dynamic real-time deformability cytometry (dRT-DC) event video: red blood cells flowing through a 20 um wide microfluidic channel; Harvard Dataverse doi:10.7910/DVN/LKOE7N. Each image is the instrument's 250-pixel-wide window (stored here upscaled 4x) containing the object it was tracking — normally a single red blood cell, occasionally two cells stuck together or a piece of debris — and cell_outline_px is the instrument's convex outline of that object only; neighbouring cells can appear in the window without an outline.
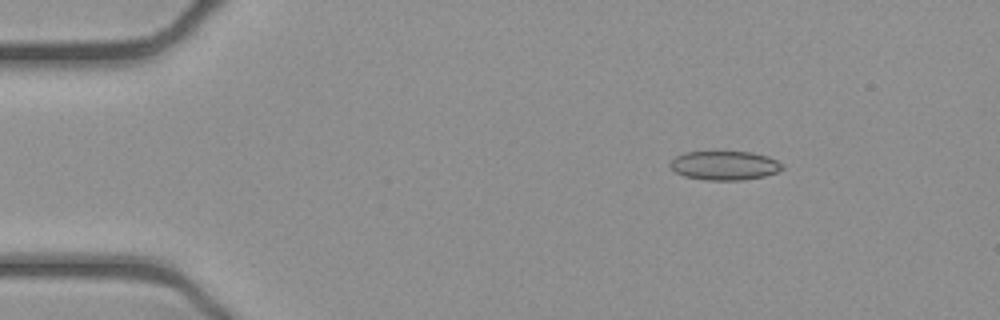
{"species": "common noctule bat (a hibernating species)", "species_latin": "Nyctalus noctula", "temperature_condition": "cold", "stored_images_in_passage": 47, "camera_frame_rate_fps": 3000, "um_per_image_px": 0.085, "animal": {"sex": "female", "body_mass_g": 21.9}, "frame": {"image": 1, "passage_image": 3, "time_ms": 0.667, "image_size_px": [1000, 320], "cell_outline_px": [[784, 168], [776, 172], [764, 176], [740, 180], [708, 180], [684, 176], [676, 172], [668, 164], [676, 156], [684, 152], [752, 152], [768, 156], [784, 164]], "centroid_in_image_um": [61.6, 14.06], "position_along_channel_um": 23.4, "area_um2": 18.9}}
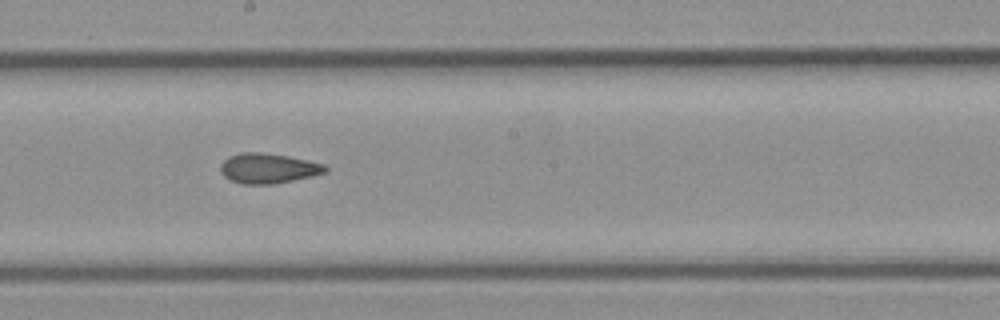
{"frame": {"image": 2, "passage_image": 24, "time_ms": 7.667, "image_size_px": [1000, 320], "cell_outline_px": [[328, 172], [312, 176], [272, 184], [244, 184], [232, 180], [224, 176], [220, 172], [220, 164], [228, 156], [240, 152], [260, 152], [288, 156], [324, 164], [328, 168]], "centroid_in_image_um": [22.78, 14.3], "position_along_channel_um": 225.4, "area_um2": 18.32}}
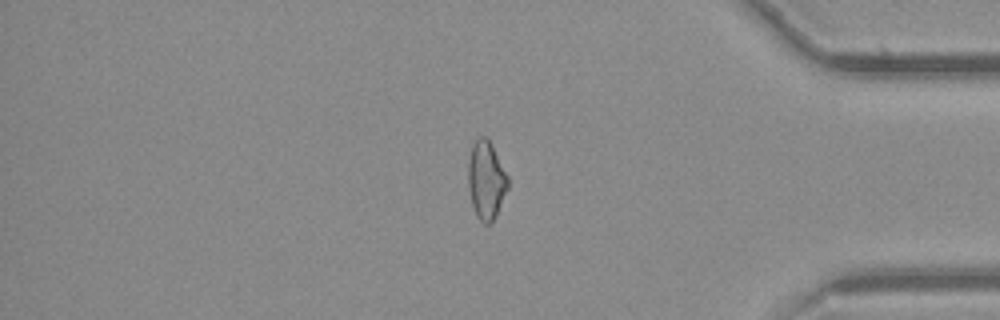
{"frame": {"image": 3, "passage_image": 39, "time_ms": 12.667, "image_size_px": [1000, 320], "cell_outline_px": [[508, 188], [496, 216], [492, 224], [484, 224], [476, 216], [472, 204], [468, 188], [468, 160], [472, 144], [476, 136], [484, 136], [492, 144], [508, 176]], "centroid_in_image_um": [41.32, 15.31], "position_along_channel_um": 393.9, "area_um2": 18.38}, "authors_computed_cell_mechanics": {"area_um2": 18.3804, "velocity_mm_per_s": 3.9328, "shape_relaxation_time_tau1_ms": null, "shape_relaxation_time_tau2_ms": 3.2238, "deformation_change_tau1": null, "deformation_change_tau2": 0.0908}}